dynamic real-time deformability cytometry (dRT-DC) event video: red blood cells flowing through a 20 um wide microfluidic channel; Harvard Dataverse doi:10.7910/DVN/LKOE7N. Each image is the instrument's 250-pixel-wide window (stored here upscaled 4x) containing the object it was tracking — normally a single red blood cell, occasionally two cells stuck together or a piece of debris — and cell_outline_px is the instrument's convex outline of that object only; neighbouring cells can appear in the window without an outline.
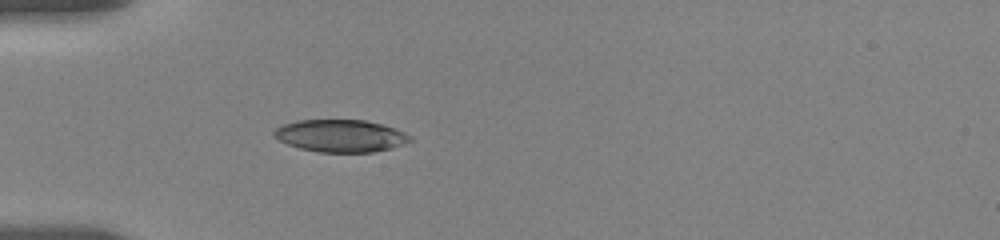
{"species": "human", "species_latin": "Homo sapiens", "temperature_condition": "room temperature", "stored_images_in_passage": 40, "camera_frame_rate_fps": 3000, "um_per_image_px": 0.085, "donor": {"sex": "female"}, "frame": {"image": 1, "passage_image": 1, "time_ms": 0.0, "image_size_px": [1000, 240], "cell_outline_px": [[412, 140], [392, 148], [372, 152], [320, 152], [300, 148], [288, 144], [272, 136], [272, 132], [280, 124], [296, 120], [364, 120], [380, 124], [404, 132], [412, 136]], "centroid_in_image_um": [28.9, 11.54], "position_along_channel_um": 56.1, "area_um2": 25.61}}
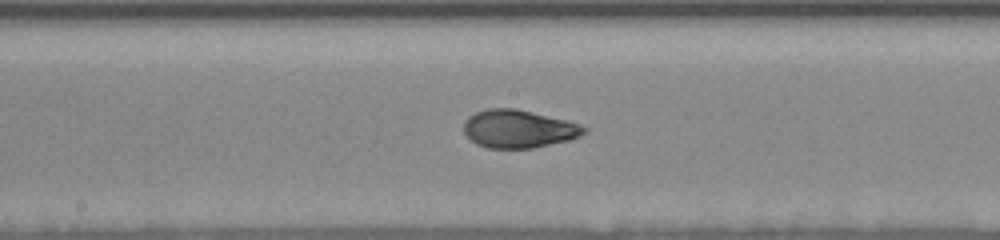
{"frame": {"image": 2, "passage_image": 14, "time_ms": 4.333, "image_size_px": [1000, 240], "cell_outline_px": [[588, 132], [572, 140], [532, 148], [488, 148], [476, 144], [464, 132], [464, 120], [468, 116], [476, 112], [488, 108], [516, 108], [580, 124], [588, 128]], "centroid_in_image_um": [44.09, 10.96], "position_along_channel_um": 204.1, "area_um2": 26.7}}
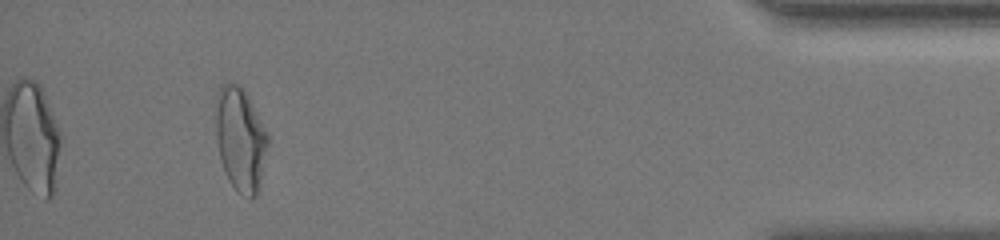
{"frame": {"image": 3, "passage_image": 36, "time_ms": 11.667, "image_size_px": [1000, 240], "cell_outline_px": [[268, 144], [260, 188], [256, 196], [252, 196], [240, 192], [228, 180], [220, 160], [216, 136], [216, 96], [220, 88], [224, 84], [236, 84], [248, 96], [268, 136]], "centroid_in_image_um": [20.43, 11.86], "position_along_channel_um": 414.8, "area_um2": 30.87}, "authors_computed_cell_mechanics": {"area_um2": 27.0215, "velocity_mm_per_s": 3.6209, "shape_relaxation_time_tau1_ms": 4.527, "shape_relaxation_time_tau2_ms": 1.0417, "deformation_change_tau1": 0.1769, "deformation_change_tau2": 0.0516}}